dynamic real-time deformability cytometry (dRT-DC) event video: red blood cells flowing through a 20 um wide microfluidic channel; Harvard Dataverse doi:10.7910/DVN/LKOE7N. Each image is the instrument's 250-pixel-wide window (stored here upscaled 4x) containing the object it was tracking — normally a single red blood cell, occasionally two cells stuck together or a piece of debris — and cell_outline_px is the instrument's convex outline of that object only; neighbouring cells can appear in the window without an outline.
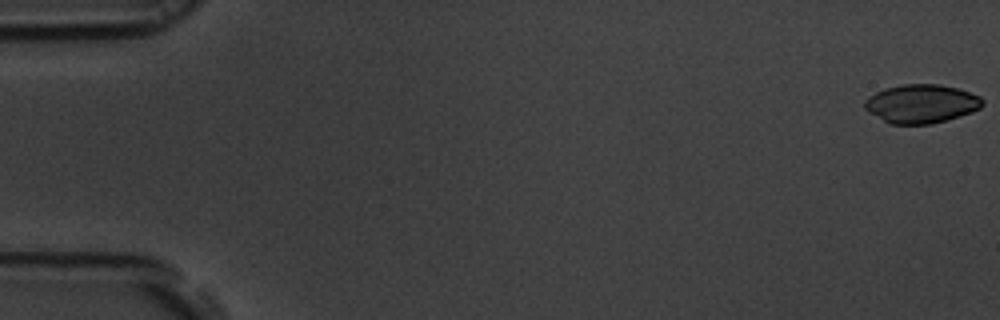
{"species": "common noctule bat (a hibernating species)", "species_latin": "Nyctalus noctula", "temperature_condition": "room temperature", "stored_images_in_passage": 55, "camera_frame_rate_fps": 3000, "um_per_image_px": 0.085, "animal": {"sex": "male", "body_mass_g": 19.5, "forearm_length_mm": 54.6}, "frame": {"image": 1, "passage_image": 1, "time_ms": 0.0, "image_size_px": [1000, 320], "cell_outline_px": [[984, 104], [980, 108], [972, 112], [960, 116], [932, 124], [892, 124], [868, 112], [864, 108], [864, 100], [868, 96], [884, 88], [900, 84], [940, 84], [956, 88], [980, 96], [984, 100]], "centroid_in_image_um": [78.3, 8.81], "position_along_channel_um": 6.7, "area_um2": 26.65}}
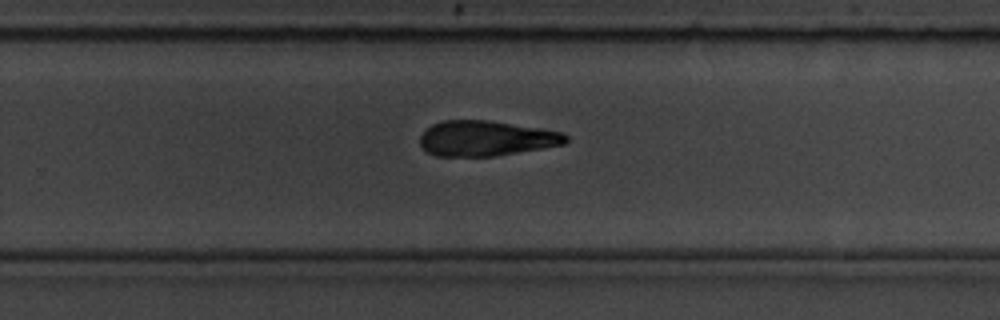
{"frame": {"image": 2, "passage_image": 36, "time_ms": 11.667, "image_size_px": [1000, 320], "cell_outline_px": [[568, 140], [564, 144], [496, 156], [436, 156], [428, 152], [420, 144], [420, 136], [432, 124], [444, 120], [488, 120], [540, 128], [564, 132], [568, 136]], "centroid_in_image_um": [41.33, 11.76], "position_along_channel_um": 288.5, "area_um2": 29.88}}
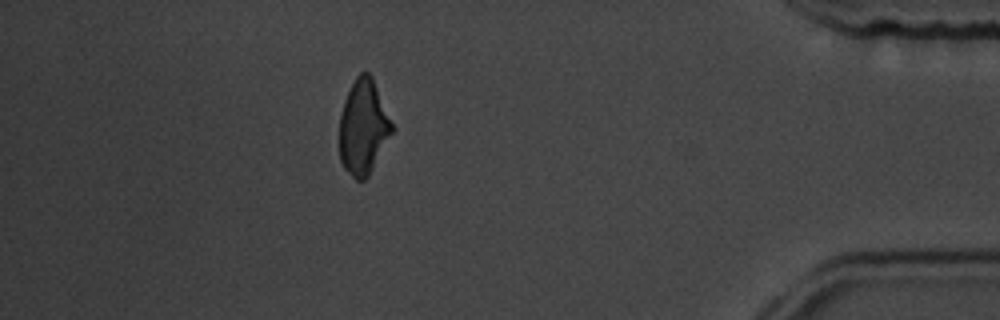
{"frame": {"image": 3, "passage_image": 49, "time_ms": 16.0, "image_size_px": [1000, 320], "cell_outline_px": [[396, 128], [368, 176], [364, 180], [356, 180], [344, 168], [340, 160], [340, 116], [344, 100], [356, 76], [360, 72], [368, 72], [372, 76]], "centroid_in_image_um": [30.91, 10.8], "position_along_channel_um": 404.3, "area_um2": 29.25}}